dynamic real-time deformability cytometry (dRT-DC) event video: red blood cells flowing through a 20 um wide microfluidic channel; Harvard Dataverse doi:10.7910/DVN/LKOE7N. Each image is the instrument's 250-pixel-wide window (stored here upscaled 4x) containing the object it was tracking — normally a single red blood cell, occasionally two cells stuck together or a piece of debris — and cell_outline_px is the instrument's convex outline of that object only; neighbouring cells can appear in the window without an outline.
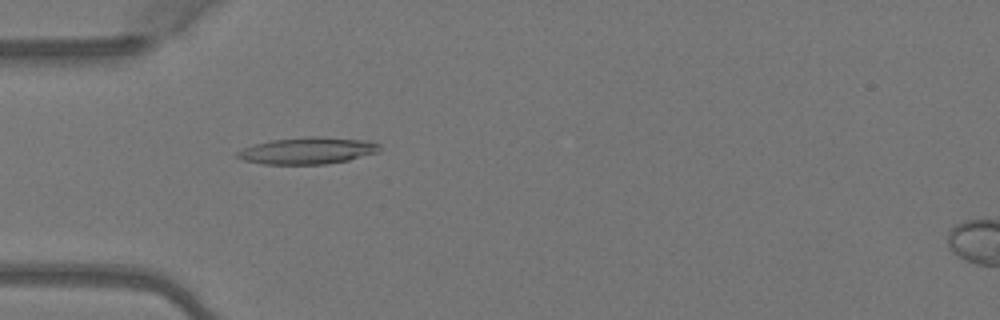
{"species": "Egyptian fruit bat (a non-hibernating species)", "species_latin": "Rousettus aegyptiacus", "temperature_condition": "warm", "stored_images_in_passage": 5, "segment_of_instrument_passage": [1, 2], "camera_frame_rate_fps": 3000, "um_per_image_px": 0.085, "animal": {"sex": "female"}, "frame": {"image": 1, "passage_image": 4, "time_ms": 1.0, "image_size_px": [1000, 320], "cell_outline_px": [[380, 152], [348, 160], [324, 164], [264, 164], [244, 160], [236, 156], [236, 152], [252, 144], [272, 140], [312, 136], [316, 136], [368, 140], [380, 144]], "centroid_in_image_um": [26.17, 12.8], "position_along_channel_um": 58.8, "area_um2": 22.2}}